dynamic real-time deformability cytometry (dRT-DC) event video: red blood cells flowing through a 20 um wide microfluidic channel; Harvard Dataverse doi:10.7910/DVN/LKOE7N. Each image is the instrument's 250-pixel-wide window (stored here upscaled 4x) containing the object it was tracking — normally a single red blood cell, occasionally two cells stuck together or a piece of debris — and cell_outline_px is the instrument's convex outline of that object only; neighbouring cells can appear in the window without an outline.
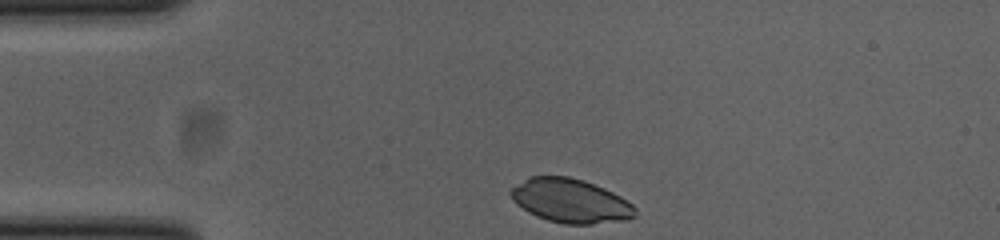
{"species": "common noctule bat (a hibernating species)", "species_latin": "Nyctalus noctula", "temperature_condition": "cold", "stored_images_in_passage": 32, "camera_frame_rate_fps": 3000, "um_per_image_px": 0.085, "animal": {"sex": "female", "body_mass_g": 23.0, "forearm_length_mm": 53.4}, "frame": {"image": 1, "passage_image": 1, "time_ms": 0.0, "image_size_px": [1000, 240], "cell_outline_px": [[636, 216], [628, 220], [592, 224], [564, 224], [548, 220], [536, 216], [528, 212], [516, 204], [512, 200], [508, 192], [512, 188], [528, 176], [568, 176], [584, 180], [604, 188], [620, 196], [632, 204], [636, 208]], "centroid_in_image_um": [48.48, 17.07], "position_along_channel_um": 36.5, "area_um2": 32.08}}